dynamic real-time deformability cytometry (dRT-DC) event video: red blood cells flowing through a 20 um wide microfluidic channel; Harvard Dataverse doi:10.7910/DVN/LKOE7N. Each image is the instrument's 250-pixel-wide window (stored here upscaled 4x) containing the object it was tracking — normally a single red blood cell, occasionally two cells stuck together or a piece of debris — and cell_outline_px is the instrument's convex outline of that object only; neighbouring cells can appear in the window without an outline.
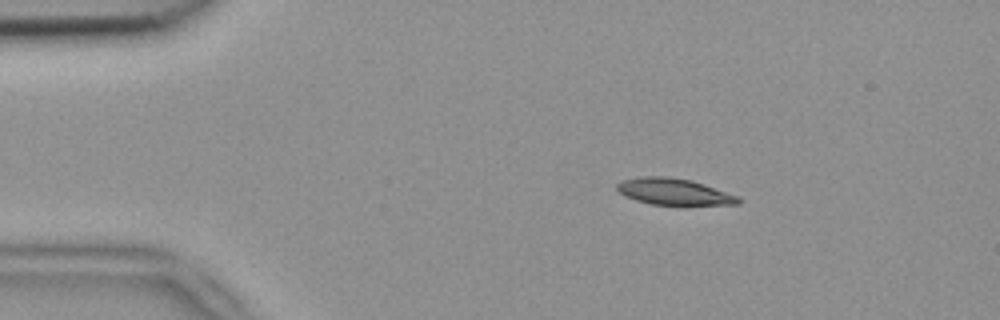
{"species": "common noctule bat (a hibernating species)", "species_latin": "Nyctalus noctula", "temperature_condition": "room temperature", "stored_images_in_passage": 4, "segment_of_instrument_passage": [1, 2], "camera_frame_rate_fps": 3000, "um_per_image_px": 0.085, "animal": {"sex": "female", "body_mass_g": 18.4}, "frame": {"image": 1, "passage_image": 2, "time_ms": 0.333, "image_size_px": [1000, 320], "cell_outline_px": [[740, 204], [652, 204], [636, 200], [624, 196], [616, 188], [616, 184], [620, 180], [644, 176], [668, 176], [692, 180], [740, 196]], "centroid_in_image_um": [57.26, 16.27], "position_along_channel_um": 27.7, "area_um2": 18.61}}